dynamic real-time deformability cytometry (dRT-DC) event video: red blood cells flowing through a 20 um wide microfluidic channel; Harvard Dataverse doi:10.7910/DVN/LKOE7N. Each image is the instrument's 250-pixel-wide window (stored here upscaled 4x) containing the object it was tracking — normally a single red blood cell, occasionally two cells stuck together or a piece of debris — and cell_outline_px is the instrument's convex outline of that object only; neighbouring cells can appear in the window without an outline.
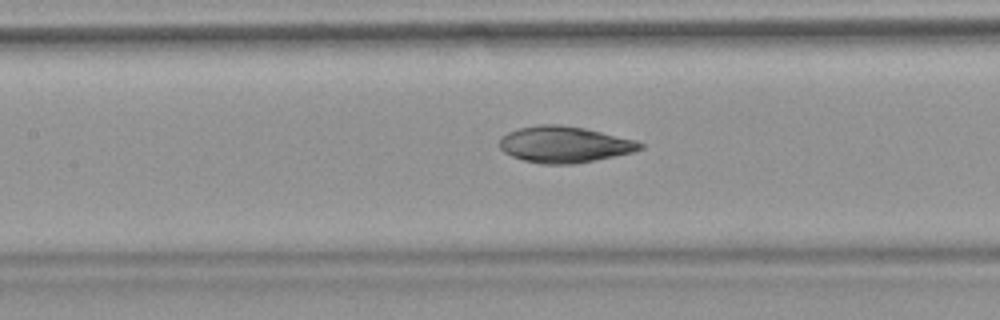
{"species": "common noctule bat (a hibernating species)", "species_latin": "Nyctalus noctula", "temperature_condition": "warm", "stored_images_in_passage": 40, "camera_frame_rate_fps": 3000, "um_per_image_px": 0.085, "animal": {"sex": "female", "body_mass_g": 18.4}, "frame": {"image": 1, "passage_image": 12, "time_ms": 3.667, "image_size_px": [1000, 320], "cell_outline_px": [[644, 148], [632, 152], [572, 164], [540, 164], [524, 160], [512, 156], [504, 152], [500, 148], [500, 136], [508, 132], [520, 128], [540, 124], [560, 124], [584, 128], [636, 140], [644, 144]], "centroid_in_image_um": [47.95, 12.27], "position_along_channel_um": 159.4, "area_um2": 29.54}}